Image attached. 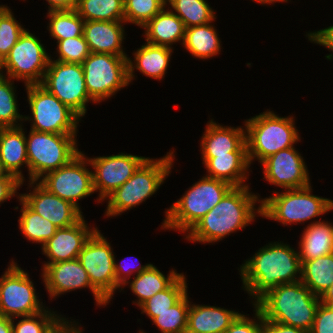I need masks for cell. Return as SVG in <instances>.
<instances>
[{"label":"cell","instance_id":"6da1fadb","mask_svg":"<svg viewBox=\"0 0 333 333\" xmlns=\"http://www.w3.org/2000/svg\"><path fill=\"white\" fill-rule=\"evenodd\" d=\"M240 266L243 289L256 299L254 303L273 287L301 281L298 251L281 241L260 248Z\"/></svg>","mask_w":333,"mask_h":333},{"label":"cell","instance_id":"7a4b0ae2","mask_svg":"<svg viewBox=\"0 0 333 333\" xmlns=\"http://www.w3.org/2000/svg\"><path fill=\"white\" fill-rule=\"evenodd\" d=\"M249 186L232 187L203 218L187 233V240L200 243H214L234 231L243 230L261 215L258 195L249 191ZM257 213V214H256Z\"/></svg>","mask_w":333,"mask_h":333},{"label":"cell","instance_id":"3957f363","mask_svg":"<svg viewBox=\"0 0 333 333\" xmlns=\"http://www.w3.org/2000/svg\"><path fill=\"white\" fill-rule=\"evenodd\" d=\"M320 303V297L298 281L273 287L253 305L259 309L264 319L297 327L309 333Z\"/></svg>","mask_w":333,"mask_h":333},{"label":"cell","instance_id":"277c9868","mask_svg":"<svg viewBox=\"0 0 333 333\" xmlns=\"http://www.w3.org/2000/svg\"><path fill=\"white\" fill-rule=\"evenodd\" d=\"M174 150L160 159H147L138 167L133 176L118 187L107 199L105 215L118 216L140 205L160 188L170 174L175 158Z\"/></svg>","mask_w":333,"mask_h":333},{"label":"cell","instance_id":"5b68a950","mask_svg":"<svg viewBox=\"0 0 333 333\" xmlns=\"http://www.w3.org/2000/svg\"><path fill=\"white\" fill-rule=\"evenodd\" d=\"M293 116L279 117L272 111H265L245 120V141L248 160L262 163L269 156L282 149L293 147L300 141Z\"/></svg>","mask_w":333,"mask_h":333},{"label":"cell","instance_id":"8992f818","mask_svg":"<svg viewBox=\"0 0 333 333\" xmlns=\"http://www.w3.org/2000/svg\"><path fill=\"white\" fill-rule=\"evenodd\" d=\"M232 187L225 181L203 176L166 209L161 228L188 233Z\"/></svg>","mask_w":333,"mask_h":333},{"label":"cell","instance_id":"52a82bcc","mask_svg":"<svg viewBox=\"0 0 333 333\" xmlns=\"http://www.w3.org/2000/svg\"><path fill=\"white\" fill-rule=\"evenodd\" d=\"M311 185L286 192H274L269 198L261 200V215L287 224L304 223L312 218L333 210V200L312 195Z\"/></svg>","mask_w":333,"mask_h":333},{"label":"cell","instance_id":"ba28073f","mask_svg":"<svg viewBox=\"0 0 333 333\" xmlns=\"http://www.w3.org/2000/svg\"><path fill=\"white\" fill-rule=\"evenodd\" d=\"M76 134H56L30 130L26 139L29 181H38L48 172L69 163L81 151Z\"/></svg>","mask_w":333,"mask_h":333},{"label":"cell","instance_id":"9c48e42d","mask_svg":"<svg viewBox=\"0 0 333 333\" xmlns=\"http://www.w3.org/2000/svg\"><path fill=\"white\" fill-rule=\"evenodd\" d=\"M28 103L32 116V130L56 134H77L80 117L40 84L27 85Z\"/></svg>","mask_w":333,"mask_h":333},{"label":"cell","instance_id":"30bf717a","mask_svg":"<svg viewBox=\"0 0 333 333\" xmlns=\"http://www.w3.org/2000/svg\"><path fill=\"white\" fill-rule=\"evenodd\" d=\"M89 96L96 102L108 99L128 86V56L91 53L81 64Z\"/></svg>","mask_w":333,"mask_h":333},{"label":"cell","instance_id":"8fae6325","mask_svg":"<svg viewBox=\"0 0 333 333\" xmlns=\"http://www.w3.org/2000/svg\"><path fill=\"white\" fill-rule=\"evenodd\" d=\"M73 110L80 118L85 116L89 101L96 103L88 94L82 65L52 60L40 84Z\"/></svg>","mask_w":333,"mask_h":333},{"label":"cell","instance_id":"7c38bea8","mask_svg":"<svg viewBox=\"0 0 333 333\" xmlns=\"http://www.w3.org/2000/svg\"><path fill=\"white\" fill-rule=\"evenodd\" d=\"M0 278V316L18 318L42 312L34 283L14 261Z\"/></svg>","mask_w":333,"mask_h":333},{"label":"cell","instance_id":"4fadbf2b","mask_svg":"<svg viewBox=\"0 0 333 333\" xmlns=\"http://www.w3.org/2000/svg\"><path fill=\"white\" fill-rule=\"evenodd\" d=\"M50 57L39 38L25 30L2 61V71L25 86L41 84Z\"/></svg>","mask_w":333,"mask_h":333},{"label":"cell","instance_id":"5bb4252c","mask_svg":"<svg viewBox=\"0 0 333 333\" xmlns=\"http://www.w3.org/2000/svg\"><path fill=\"white\" fill-rule=\"evenodd\" d=\"M77 259L88 273L91 285L110 302L116 291L115 255L98 229L87 239Z\"/></svg>","mask_w":333,"mask_h":333},{"label":"cell","instance_id":"9a60e30c","mask_svg":"<svg viewBox=\"0 0 333 333\" xmlns=\"http://www.w3.org/2000/svg\"><path fill=\"white\" fill-rule=\"evenodd\" d=\"M87 164H90L89 160L85 154L80 152L69 163L48 172L37 182L49 192L69 201L80 210L78 200L94 193L93 171L87 168Z\"/></svg>","mask_w":333,"mask_h":333},{"label":"cell","instance_id":"2e32d148","mask_svg":"<svg viewBox=\"0 0 333 333\" xmlns=\"http://www.w3.org/2000/svg\"><path fill=\"white\" fill-rule=\"evenodd\" d=\"M87 159L94 169L93 189L94 192L99 191L97 200L100 203L129 180L147 158L121 152L117 155Z\"/></svg>","mask_w":333,"mask_h":333},{"label":"cell","instance_id":"e0dca14e","mask_svg":"<svg viewBox=\"0 0 333 333\" xmlns=\"http://www.w3.org/2000/svg\"><path fill=\"white\" fill-rule=\"evenodd\" d=\"M261 165L264 170V179L272 185L285 190L311 185L307 165L294 146L269 156Z\"/></svg>","mask_w":333,"mask_h":333},{"label":"cell","instance_id":"ac0fdd59","mask_svg":"<svg viewBox=\"0 0 333 333\" xmlns=\"http://www.w3.org/2000/svg\"><path fill=\"white\" fill-rule=\"evenodd\" d=\"M42 278L50 298L76 289L88 288L95 297L96 305L106 306L109 302L91 285L88 273L78 259L44 264Z\"/></svg>","mask_w":333,"mask_h":333},{"label":"cell","instance_id":"d6986e66","mask_svg":"<svg viewBox=\"0 0 333 333\" xmlns=\"http://www.w3.org/2000/svg\"><path fill=\"white\" fill-rule=\"evenodd\" d=\"M33 188L30 193L19 194V197L35 212L46 218L58 228L74 225L82 217L81 210L69 201L54 195L37 181H29ZM36 184V186H34Z\"/></svg>","mask_w":333,"mask_h":333},{"label":"cell","instance_id":"ffe728a7","mask_svg":"<svg viewBox=\"0 0 333 333\" xmlns=\"http://www.w3.org/2000/svg\"><path fill=\"white\" fill-rule=\"evenodd\" d=\"M96 229L97 227L89 228L84 216L72 226L58 228L42 246L43 254L49 259L45 264L77 259L87 239Z\"/></svg>","mask_w":333,"mask_h":333},{"label":"cell","instance_id":"44dd1931","mask_svg":"<svg viewBox=\"0 0 333 333\" xmlns=\"http://www.w3.org/2000/svg\"><path fill=\"white\" fill-rule=\"evenodd\" d=\"M244 130L241 126H222L211 119L201 138L202 158L229 155V152H247Z\"/></svg>","mask_w":333,"mask_h":333},{"label":"cell","instance_id":"7402d4cb","mask_svg":"<svg viewBox=\"0 0 333 333\" xmlns=\"http://www.w3.org/2000/svg\"><path fill=\"white\" fill-rule=\"evenodd\" d=\"M125 21H85L83 36L91 53L128 56L123 51Z\"/></svg>","mask_w":333,"mask_h":333},{"label":"cell","instance_id":"603a6c76","mask_svg":"<svg viewBox=\"0 0 333 333\" xmlns=\"http://www.w3.org/2000/svg\"><path fill=\"white\" fill-rule=\"evenodd\" d=\"M240 313L190 302L186 333H224Z\"/></svg>","mask_w":333,"mask_h":333},{"label":"cell","instance_id":"cb8c5ba5","mask_svg":"<svg viewBox=\"0 0 333 333\" xmlns=\"http://www.w3.org/2000/svg\"><path fill=\"white\" fill-rule=\"evenodd\" d=\"M22 126L0 128V160L9 174L24 183V175L20 168L29 164L26 150L25 132Z\"/></svg>","mask_w":333,"mask_h":333},{"label":"cell","instance_id":"d4e9b609","mask_svg":"<svg viewBox=\"0 0 333 333\" xmlns=\"http://www.w3.org/2000/svg\"><path fill=\"white\" fill-rule=\"evenodd\" d=\"M207 169L206 176L241 187L247 180L250 163L247 152H229V155H215L213 158H202Z\"/></svg>","mask_w":333,"mask_h":333},{"label":"cell","instance_id":"484cf974","mask_svg":"<svg viewBox=\"0 0 333 333\" xmlns=\"http://www.w3.org/2000/svg\"><path fill=\"white\" fill-rule=\"evenodd\" d=\"M164 7L142 28L145 29L146 42L152 45L169 48L176 42H184L185 26L183 21L173 12Z\"/></svg>","mask_w":333,"mask_h":333},{"label":"cell","instance_id":"4316f807","mask_svg":"<svg viewBox=\"0 0 333 333\" xmlns=\"http://www.w3.org/2000/svg\"><path fill=\"white\" fill-rule=\"evenodd\" d=\"M173 49L145 43L134 53V63L128 57V80H134V69H138L145 76L162 80L168 67Z\"/></svg>","mask_w":333,"mask_h":333},{"label":"cell","instance_id":"83f0119b","mask_svg":"<svg viewBox=\"0 0 333 333\" xmlns=\"http://www.w3.org/2000/svg\"><path fill=\"white\" fill-rule=\"evenodd\" d=\"M331 224L319 219L304 228L299 242L300 260H312L333 253V225Z\"/></svg>","mask_w":333,"mask_h":333},{"label":"cell","instance_id":"f1b7e54d","mask_svg":"<svg viewBox=\"0 0 333 333\" xmlns=\"http://www.w3.org/2000/svg\"><path fill=\"white\" fill-rule=\"evenodd\" d=\"M211 23L185 29L183 47L197 59H208L220 54L221 41L217 29Z\"/></svg>","mask_w":333,"mask_h":333},{"label":"cell","instance_id":"f546056e","mask_svg":"<svg viewBox=\"0 0 333 333\" xmlns=\"http://www.w3.org/2000/svg\"><path fill=\"white\" fill-rule=\"evenodd\" d=\"M180 275L176 270H171L166 276L152 264L147 270L136 275L129 284L133 294L138 297L133 304L140 306L158 292L167 289Z\"/></svg>","mask_w":333,"mask_h":333},{"label":"cell","instance_id":"4dcf8cb0","mask_svg":"<svg viewBox=\"0 0 333 333\" xmlns=\"http://www.w3.org/2000/svg\"><path fill=\"white\" fill-rule=\"evenodd\" d=\"M301 263V282L321 297L333 282V253Z\"/></svg>","mask_w":333,"mask_h":333},{"label":"cell","instance_id":"1f68e13d","mask_svg":"<svg viewBox=\"0 0 333 333\" xmlns=\"http://www.w3.org/2000/svg\"><path fill=\"white\" fill-rule=\"evenodd\" d=\"M17 198L22 204L21 216L18 220L19 229L28 241L41 243L42 247L56 233L58 227L33 211L19 195Z\"/></svg>","mask_w":333,"mask_h":333},{"label":"cell","instance_id":"d6a6232c","mask_svg":"<svg viewBox=\"0 0 333 333\" xmlns=\"http://www.w3.org/2000/svg\"><path fill=\"white\" fill-rule=\"evenodd\" d=\"M84 21H124V0H77Z\"/></svg>","mask_w":333,"mask_h":333},{"label":"cell","instance_id":"836d02e7","mask_svg":"<svg viewBox=\"0 0 333 333\" xmlns=\"http://www.w3.org/2000/svg\"><path fill=\"white\" fill-rule=\"evenodd\" d=\"M187 282L183 273L165 290L158 292L139 307L151 320L178 303L187 294Z\"/></svg>","mask_w":333,"mask_h":333},{"label":"cell","instance_id":"e575fe53","mask_svg":"<svg viewBox=\"0 0 333 333\" xmlns=\"http://www.w3.org/2000/svg\"><path fill=\"white\" fill-rule=\"evenodd\" d=\"M183 21L185 28L205 25L216 19L214 10L206 0H166ZM177 12V13H176Z\"/></svg>","mask_w":333,"mask_h":333},{"label":"cell","instance_id":"d590c367","mask_svg":"<svg viewBox=\"0 0 333 333\" xmlns=\"http://www.w3.org/2000/svg\"><path fill=\"white\" fill-rule=\"evenodd\" d=\"M49 32L52 38L65 40L83 35L84 20L74 10L48 11Z\"/></svg>","mask_w":333,"mask_h":333},{"label":"cell","instance_id":"8d00e7d4","mask_svg":"<svg viewBox=\"0 0 333 333\" xmlns=\"http://www.w3.org/2000/svg\"><path fill=\"white\" fill-rule=\"evenodd\" d=\"M11 80L5 74L0 75V128L19 127L24 120V116L18 112L14 81Z\"/></svg>","mask_w":333,"mask_h":333},{"label":"cell","instance_id":"74e56055","mask_svg":"<svg viewBox=\"0 0 333 333\" xmlns=\"http://www.w3.org/2000/svg\"><path fill=\"white\" fill-rule=\"evenodd\" d=\"M190 301L188 293L174 306L162 313H156L152 320L161 333H185Z\"/></svg>","mask_w":333,"mask_h":333},{"label":"cell","instance_id":"f35d334b","mask_svg":"<svg viewBox=\"0 0 333 333\" xmlns=\"http://www.w3.org/2000/svg\"><path fill=\"white\" fill-rule=\"evenodd\" d=\"M166 5V0H124V21L143 27Z\"/></svg>","mask_w":333,"mask_h":333},{"label":"cell","instance_id":"ab89813d","mask_svg":"<svg viewBox=\"0 0 333 333\" xmlns=\"http://www.w3.org/2000/svg\"><path fill=\"white\" fill-rule=\"evenodd\" d=\"M20 318L23 319L16 324L12 318L13 333H49L63 317L46 308L37 314Z\"/></svg>","mask_w":333,"mask_h":333},{"label":"cell","instance_id":"60d3db41","mask_svg":"<svg viewBox=\"0 0 333 333\" xmlns=\"http://www.w3.org/2000/svg\"><path fill=\"white\" fill-rule=\"evenodd\" d=\"M26 29L14 17L11 9L0 11V59L3 61Z\"/></svg>","mask_w":333,"mask_h":333},{"label":"cell","instance_id":"b9f144b4","mask_svg":"<svg viewBox=\"0 0 333 333\" xmlns=\"http://www.w3.org/2000/svg\"><path fill=\"white\" fill-rule=\"evenodd\" d=\"M57 52L59 54L58 59L55 61L65 63H79L83 61L91 54L89 46L84 39V36L67 38L65 40H59L56 42Z\"/></svg>","mask_w":333,"mask_h":333},{"label":"cell","instance_id":"7bdbcfd3","mask_svg":"<svg viewBox=\"0 0 333 333\" xmlns=\"http://www.w3.org/2000/svg\"><path fill=\"white\" fill-rule=\"evenodd\" d=\"M256 319L239 314L224 333H262V314L254 305Z\"/></svg>","mask_w":333,"mask_h":333},{"label":"cell","instance_id":"ee69618b","mask_svg":"<svg viewBox=\"0 0 333 333\" xmlns=\"http://www.w3.org/2000/svg\"><path fill=\"white\" fill-rule=\"evenodd\" d=\"M309 333H333V306L320 303Z\"/></svg>","mask_w":333,"mask_h":333},{"label":"cell","instance_id":"f6af8a7d","mask_svg":"<svg viewBox=\"0 0 333 333\" xmlns=\"http://www.w3.org/2000/svg\"><path fill=\"white\" fill-rule=\"evenodd\" d=\"M124 264V263H123ZM123 264H117L116 259H114V271H115V277H116V290L118 288H124L123 286L127 285L129 283V279L131 274L135 272V275L140 274L142 271L147 270L152 264H145V265H139L135 269L131 265H123Z\"/></svg>","mask_w":333,"mask_h":333},{"label":"cell","instance_id":"bcb514c9","mask_svg":"<svg viewBox=\"0 0 333 333\" xmlns=\"http://www.w3.org/2000/svg\"><path fill=\"white\" fill-rule=\"evenodd\" d=\"M23 183L16 177H1L0 178V204L17 195V189Z\"/></svg>","mask_w":333,"mask_h":333},{"label":"cell","instance_id":"7dc6e473","mask_svg":"<svg viewBox=\"0 0 333 333\" xmlns=\"http://www.w3.org/2000/svg\"><path fill=\"white\" fill-rule=\"evenodd\" d=\"M308 39L315 44L325 46L333 52V26L307 34Z\"/></svg>","mask_w":333,"mask_h":333},{"label":"cell","instance_id":"c3c4849f","mask_svg":"<svg viewBox=\"0 0 333 333\" xmlns=\"http://www.w3.org/2000/svg\"><path fill=\"white\" fill-rule=\"evenodd\" d=\"M262 333H308L303 329L264 319L262 316Z\"/></svg>","mask_w":333,"mask_h":333},{"label":"cell","instance_id":"681fc988","mask_svg":"<svg viewBox=\"0 0 333 333\" xmlns=\"http://www.w3.org/2000/svg\"><path fill=\"white\" fill-rule=\"evenodd\" d=\"M68 321L63 317L49 333H82L83 329H80V326L75 323L76 321H70V323Z\"/></svg>","mask_w":333,"mask_h":333},{"label":"cell","instance_id":"f907efd6","mask_svg":"<svg viewBox=\"0 0 333 333\" xmlns=\"http://www.w3.org/2000/svg\"><path fill=\"white\" fill-rule=\"evenodd\" d=\"M49 3L48 11L74 10L77 0H46Z\"/></svg>","mask_w":333,"mask_h":333},{"label":"cell","instance_id":"816d5d0a","mask_svg":"<svg viewBox=\"0 0 333 333\" xmlns=\"http://www.w3.org/2000/svg\"><path fill=\"white\" fill-rule=\"evenodd\" d=\"M0 333H13L12 318L0 316Z\"/></svg>","mask_w":333,"mask_h":333},{"label":"cell","instance_id":"f5cc1de1","mask_svg":"<svg viewBox=\"0 0 333 333\" xmlns=\"http://www.w3.org/2000/svg\"><path fill=\"white\" fill-rule=\"evenodd\" d=\"M322 303L333 306V282L331 286L320 297Z\"/></svg>","mask_w":333,"mask_h":333},{"label":"cell","instance_id":"db71d44e","mask_svg":"<svg viewBox=\"0 0 333 333\" xmlns=\"http://www.w3.org/2000/svg\"><path fill=\"white\" fill-rule=\"evenodd\" d=\"M1 177H15V176L7 172V170L3 166V163L0 160V178Z\"/></svg>","mask_w":333,"mask_h":333},{"label":"cell","instance_id":"11a10c76","mask_svg":"<svg viewBox=\"0 0 333 333\" xmlns=\"http://www.w3.org/2000/svg\"><path fill=\"white\" fill-rule=\"evenodd\" d=\"M252 1H255V2H258L260 4H270L267 0H252Z\"/></svg>","mask_w":333,"mask_h":333},{"label":"cell","instance_id":"9f6ffc18","mask_svg":"<svg viewBox=\"0 0 333 333\" xmlns=\"http://www.w3.org/2000/svg\"><path fill=\"white\" fill-rule=\"evenodd\" d=\"M288 0H270V4L271 3H276V2H287Z\"/></svg>","mask_w":333,"mask_h":333},{"label":"cell","instance_id":"6f0895ef","mask_svg":"<svg viewBox=\"0 0 333 333\" xmlns=\"http://www.w3.org/2000/svg\"><path fill=\"white\" fill-rule=\"evenodd\" d=\"M4 72H2V60L0 59V75L3 74Z\"/></svg>","mask_w":333,"mask_h":333},{"label":"cell","instance_id":"680465c9","mask_svg":"<svg viewBox=\"0 0 333 333\" xmlns=\"http://www.w3.org/2000/svg\"><path fill=\"white\" fill-rule=\"evenodd\" d=\"M8 6H5V5H0V11L6 9Z\"/></svg>","mask_w":333,"mask_h":333},{"label":"cell","instance_id":"91938a15","mask_svg":"<svg viewBox=\"0 0 333 333\" xmlns=\"http://www.w3.org/2000/svg\"><path fill=\"white\" fill-rule=\"evenodd\" d=\"M332 252H333V234H332Z\"/></svg>","mask_w":333,"mask_h":333}]
</instances>
